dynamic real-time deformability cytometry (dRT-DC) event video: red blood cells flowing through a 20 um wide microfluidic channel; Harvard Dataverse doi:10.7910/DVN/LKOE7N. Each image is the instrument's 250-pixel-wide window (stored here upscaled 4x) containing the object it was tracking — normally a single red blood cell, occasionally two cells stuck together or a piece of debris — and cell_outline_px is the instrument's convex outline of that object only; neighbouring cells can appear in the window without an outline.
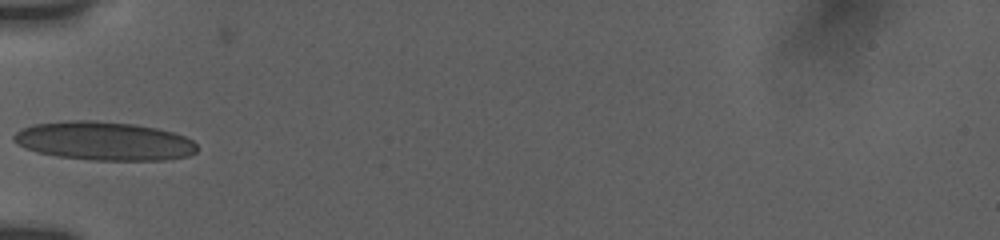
{"species": "human", "species_latin": "Homo sapiens", "temperature_condition": "room temperature", "stored_images_in_passage": 13, "camera_frame_rate_fps": 3000, "um_per_image_px": 0.085, "donor": {"sex": "female"}, "frame": {"image": 1, "passage_image": 1, "time_ms": 0.0, "image_size_px": [1000, 240], "cell_outline_px": [[196, 152], [188, 156], [164, 160], [88, 160], [56, 156], [36, 152], [24, 148], [16, 144], [12, 140], [12, 136], [20, 128], [32, 124], [68, 120], [92, 120], [136, 124], [156, 128], [172, 132], [184, 136], [192, 140], [196, 144]], "centroid_in_image_um": [8.78, 11.98], "position_along_channel_um": 76.2, "area_um2": 41.67}}
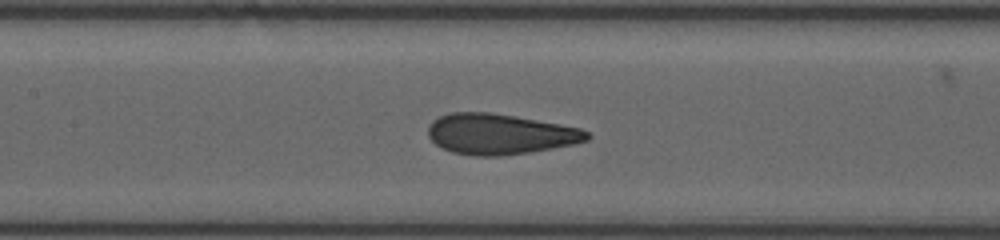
{"frame": {"image": 2, "passage_image": 6, "time_ms": 2.333, "image_size_px": [1000, 240], "cell_outline_px": [[592, 136], [588, 140], [576, 144], [528, 152], [500, 156], [476, 156], [452, 152], [436, 144], [428, 136], [428, 124], [432, 120], [448, 112], [492, 112], [516, 116], [560, 124], [580, 128], [588, 132]], "centroid_in_image_um": [42.49, 11.39], "position_along_channel_um": 164.9, "area_um2": 37.69}}
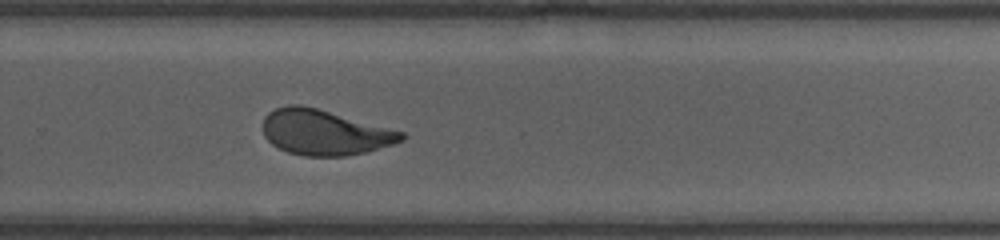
{"frame": {"image": 3, "passage_image": 13, "time_ms": 6.0, "image_size_px": [1000, 240], "cell_outline_px": [[404, 140], [392, 144], [364, 152], [344, 156], [304, 156], [288, 152], [272, 144], [264, 136], [264, 116], [268, 112], [276, 108], [288, 104], [300, 104], [316, 108], [404, 132]], "centroid_in_image_um": [27.55, 11.25], "position_along_channel_um": 302.3, "area_um2": 36.18}}